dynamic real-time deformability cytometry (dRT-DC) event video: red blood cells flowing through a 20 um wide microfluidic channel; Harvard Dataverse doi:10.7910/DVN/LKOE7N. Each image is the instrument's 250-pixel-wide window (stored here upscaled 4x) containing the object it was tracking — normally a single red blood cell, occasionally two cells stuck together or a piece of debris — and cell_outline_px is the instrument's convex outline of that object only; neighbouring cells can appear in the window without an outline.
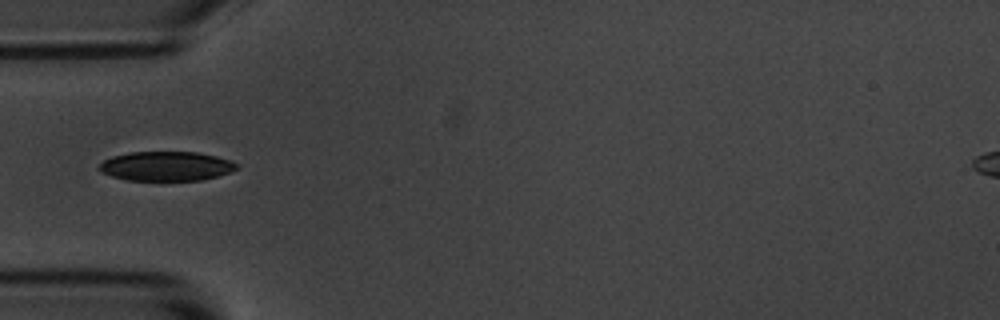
{"species": "common noctule bat (a hibernating species)", "species_latin": "Nyctalus noctula", "temperature_condition": "room temperature", "stored_images_in_passage": 5, "camera_frame_rate_fps": 3000, "um_per_image_px": 0.085, "animal": {"sex": "male", "body_mass_g": 20.1, "forearm_length_mm": 53.5}, "frame": {"image": 1, "passage_image": 5, "time_ms": 4.333, "image_size_px": [1000, 320], "cell_outline_px": [[240, 164], [236, 168], [228, 172], [216, 176], [200, 180], [128, 180], [112, 176], [100, 172], [96, 168], [104, 160], [112, 156], [132, 152], [196, 152], [216, 156], [232, 160]], "centroid_in_image_um": [14.11, 14.12], "position_along_channel_um": 70.9, "area_um2": 23.47}}